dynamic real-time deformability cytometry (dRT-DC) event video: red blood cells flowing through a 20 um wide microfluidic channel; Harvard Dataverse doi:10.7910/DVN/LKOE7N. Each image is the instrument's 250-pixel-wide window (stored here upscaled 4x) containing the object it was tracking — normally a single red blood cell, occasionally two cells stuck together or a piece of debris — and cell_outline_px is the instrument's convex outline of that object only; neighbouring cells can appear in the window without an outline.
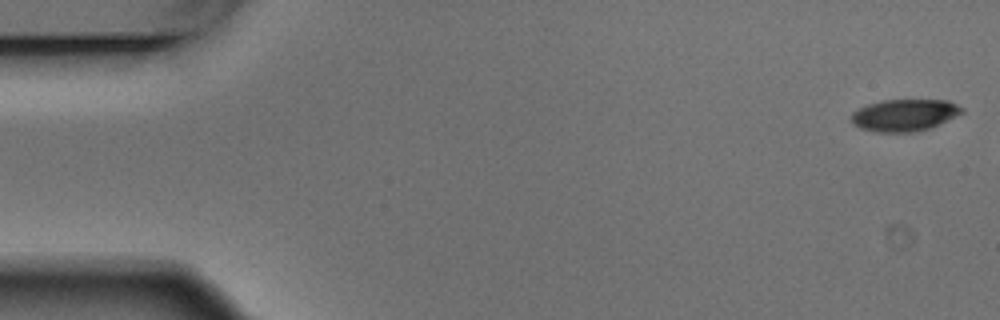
{"species": "Egyptian fruit bat (a non-hibernating species)", "species_latin": "Rousettus aegyptiacus", "temperature_condition": "warm", "stored_images_in_passage": 3, "camera_frame_rate_fps": 3000, "um_per_image_px": 0.085, "animal": {"sex": "male"}, "frame": {"image": 1, "passage_image": 1, "time_ms": 0.0, "image_size_px": [1000, 320], "cell_outline_px": [[964, 112], [928, 128], [912, 132], [876, 132], [860, 128], [852, 124], [852, 112], [868, 104], [884, 100], [948, 100], [964, 108]], "centroid_in_image_um": [76.86, 9.78], "position_along_channel_um": 8.1, "area_um2": 20.35}}